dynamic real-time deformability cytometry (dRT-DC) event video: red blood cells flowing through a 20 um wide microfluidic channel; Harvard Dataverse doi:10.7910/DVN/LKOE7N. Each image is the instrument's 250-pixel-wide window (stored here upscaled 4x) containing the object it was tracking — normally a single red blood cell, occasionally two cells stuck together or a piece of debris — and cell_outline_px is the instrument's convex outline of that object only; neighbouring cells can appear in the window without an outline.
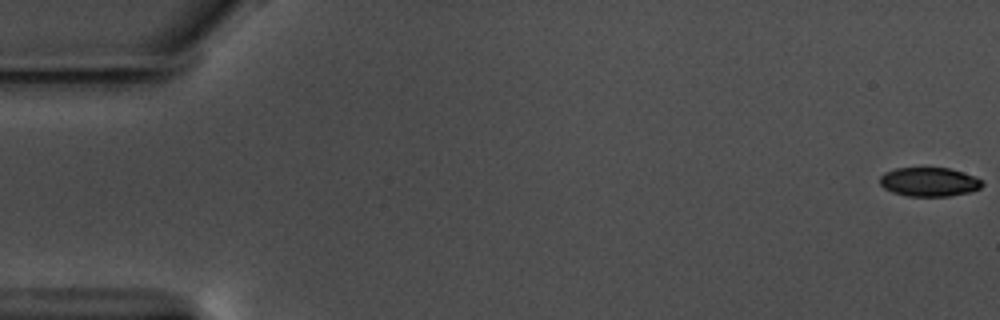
{"species": "common noctule bat (a hibernating species)", "species_latin": "Nyctalus noctula", "temperature_condition": "warm", "stored_images_in_passage": 19, "camera_frame_rate_fps": 3000, "um_per_image_px": 0.085, "animal": {"sex": "male", "body_mass_g": 17.5, "forearm_length_mm": 52.3}, "frame": {"image": 1, "passage_image": 1, "time_ms": 0.0, "image_size_px": [1000, 320], "cell_outline_px": [[984, 184], [980, 188], [972, 192], [948, 196], [908, 196], [892, 192], [884, 188], [880, 184], [880, 176], [884, 172], [896, 168], [948, 168], [984, 180]], "centroid_in_image_um": [78.98, 15.47], "position_along_channel_um": 6.0, "area_um2": 17.28}}
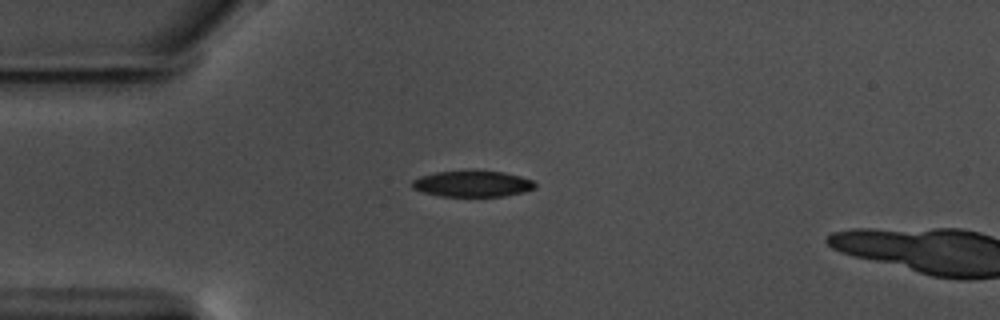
{"frame": {"image": 2, "passage_image": 16, "time_ms": 5.0, "image_size_px": [1000, 320], "cell_outline_px": [[536, 188], [524, 192], [504, 196], [440, 196], [424, 192], [412, 188], [412, 180], [420, 176], [436, 172], [504, 172], [520, 176], [532, 180], [536, 184]], "centroid_in_image_um": [40.17, 15.64], "position_along_channel_um": 44.8, "area_um2": 18.32}}